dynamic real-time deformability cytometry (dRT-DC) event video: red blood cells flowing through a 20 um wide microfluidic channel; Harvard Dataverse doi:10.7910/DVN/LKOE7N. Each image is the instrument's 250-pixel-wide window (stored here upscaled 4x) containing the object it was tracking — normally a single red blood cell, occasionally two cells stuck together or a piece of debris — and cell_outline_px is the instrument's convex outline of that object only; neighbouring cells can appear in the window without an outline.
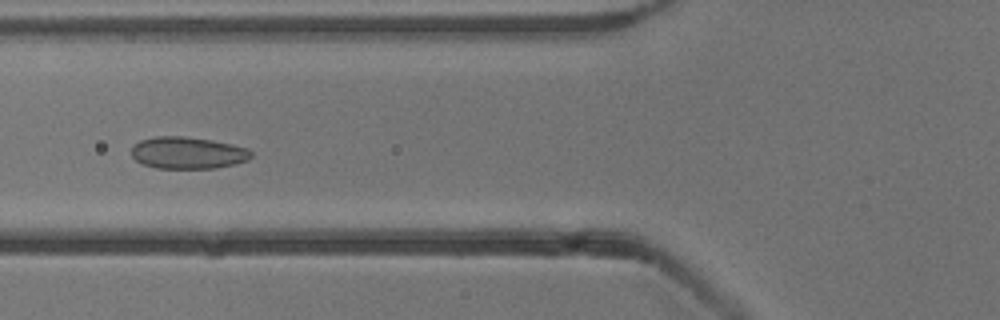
{"species": "common noctule bat (a hibernating species)", "species_latin": "Nyctalus noctula", "temperature_condition": "cold", "stored_images_in_passage": 53, "camera_frame_rate_fps": 3000, "um_per_image_px": 0.085, "animal": {"sex": "male", "body_mass_g": 13.3}, "frame": {"image": 1, "passage_image": 20, "time_ms": 6.333, "image_size_px": [1000, 320], "cell_outline_px": [[252, 156], [248, 160], [236, 164], [216, 168], [156, 168], [144, 164], [136, 160], [132, 156], [132, 148], [140, 140], [156, 136], [184, 136], [212, 140], [232, 144], [248, 148], [252, 152]], "centroid_in_image_um": [16.0, 12.99], "position_along_channel_um": 109.8, "area_um2": 22.31}}
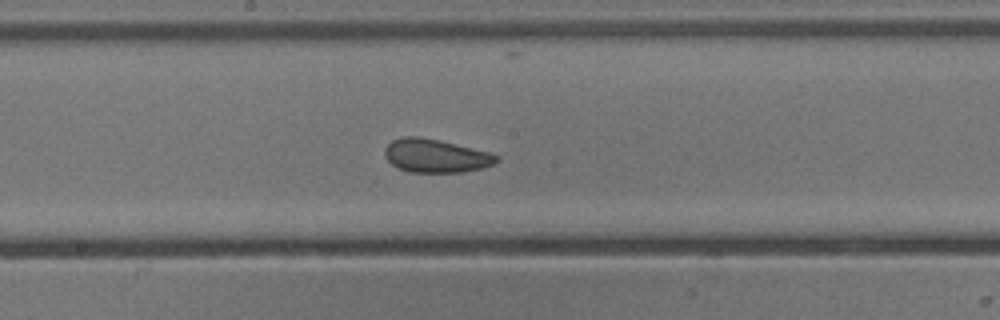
{"frame": {"image": 2, "passage_image": 28, "time_ms": 9.0, "image_size_px": [1000, 320], "cell_outline_px": [[500, 160], [492, 164], [480, 168], [464, 172], [408, 172], [396, 168], [384, 156], [384, 148], [392, 140], [404, 136], [416, 136], [440, 140], [488, 152], [500, 156]], "centroid_in_image_um": [37.0, 13.24], "position_along_channel_um": 211.2, "area_um2": 21.79}}
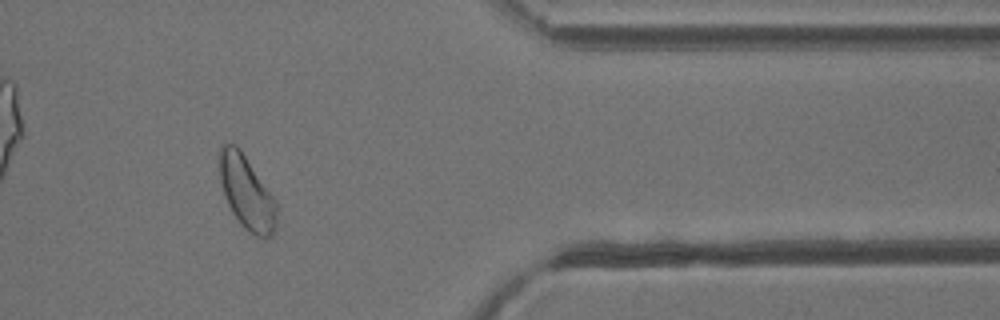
{"frame": {"image": 3, "passage_image": 44, "time_ms": 14.333, "image_size_px": [1000, 320], "cell_outline_px": [[276, 228], [272, 236], [256, 236], [248, 232], [240, 224], [232, 212], [228, 204], [220, 180], [220, 148], [224, 140], [236, 144], [240, 148], [276, 200]], "centroid_in_image_um": [20.96, 16.34], "position_along_channel_um": 390.4, "area_um2": 24.45}, "authors_computed_cell_mechanics": {"area_um2": 23.987, "velocity_mm_per_s": 3.7892, "shape_relaxation_time_tau1_ms": 5.4995, "shape_relaxation_time_tau2_ms": 1.8365, "deformation_change_tau1": 0.0666, "deformation_change_tau2": 0.0631}}